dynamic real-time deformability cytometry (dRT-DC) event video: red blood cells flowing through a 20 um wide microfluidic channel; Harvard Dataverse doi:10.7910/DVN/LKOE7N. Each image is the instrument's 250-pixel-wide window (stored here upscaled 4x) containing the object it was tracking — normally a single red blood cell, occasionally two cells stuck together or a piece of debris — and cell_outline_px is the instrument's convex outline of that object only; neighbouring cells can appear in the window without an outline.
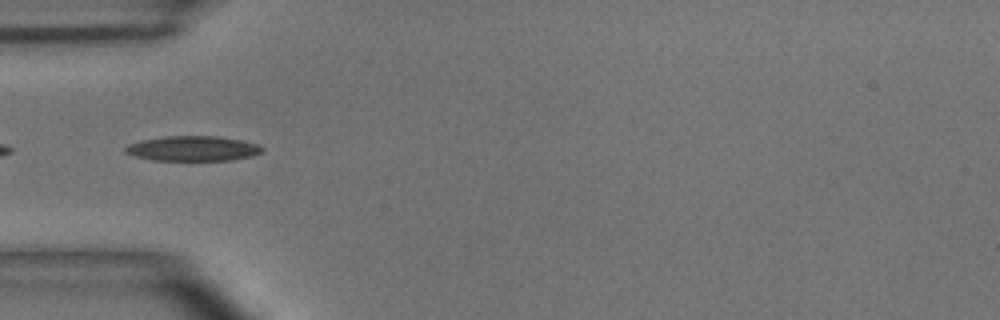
{"species": "common noctule bat (a hibernating species)", "species_latin": "Nyctalus noctula", "temperature_condition": "room temperature", "stored_images_in_passage": 4, "camera_frame_rate_fps": 3000, "um_per_image_px": 0.085, "animal": {"sex": "male", "body_mass_g": 15.6}, "frame": {"image": 1, "passage_image": 3, "time_ms": 2.333, "image_size_px": [1000, 320], "cell_outline_px": [[264, 152], [252, 156], [232, 160], [152, 160], [136, 156], [124, 152], [124, 148], [128, 144], [144, 140], [168, 136], [216, 136], [240, 140], [256, 144], [264, 148]], "centroid_in_image_um": [16.42, 12.63], "position_along_channel_um": 68.6, "area_um2": 19.77}}
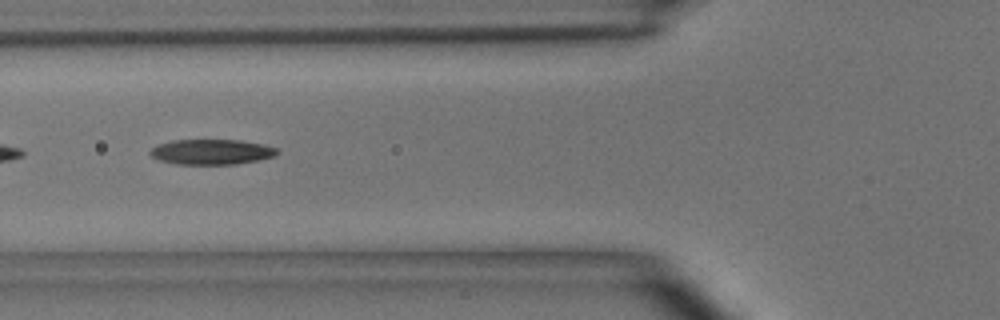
{"frame": {"image": 2, "passage_image": 4, "time_ms": 3.333, "image_size_px": [1000, 320], "cell_outline_px": [[280, 152], [276, 156], [260, 160], [236, 164], [176, 164], [160, 160], [152, 156], [148, 152], [152, 148], [160, 144], [172, 140], [240, 140], [264, 144], [276, 148]], "centroid_in_image_um": [18.03, 12.91], "position_along_channel_um": 107.8, "area_um2": 18.73}}